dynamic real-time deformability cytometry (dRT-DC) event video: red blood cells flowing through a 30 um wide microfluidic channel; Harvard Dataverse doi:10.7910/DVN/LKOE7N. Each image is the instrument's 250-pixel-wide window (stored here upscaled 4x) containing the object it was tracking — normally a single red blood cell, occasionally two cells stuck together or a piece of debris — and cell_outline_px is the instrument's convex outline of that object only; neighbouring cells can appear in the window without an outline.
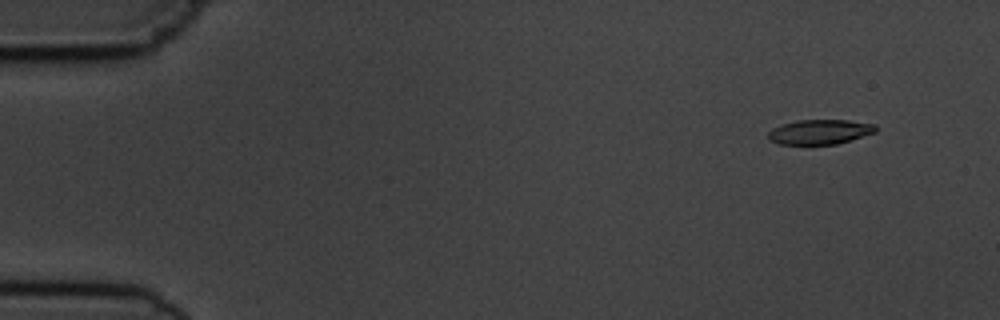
{"species": "common noctule bat (a hibernating species)", "species_latin": "Nyctalus noctula", "temperature_condition": "cold", "stored_images_in_passage": 6, "camera_frame_rate_fps": 3000, "um_per_image_px": 0.085, "animal": {"sex": "male", "body_mass_g": 19.5, "forearm_length_mm": 54.6}, "frame": {"image": 1, "passage_image": 1, "time_ms": 0.0, "image_size_px": [1000, 320], "cell_outline_px": [[876, 132], [836, 144], [780, 144], [768, 140], [768, 132], [772, 128], [780, 124], [796, 120], [848, 120], [876, 124]], "centroid_in_image_um": [69.65, 11.2], "position_along_channel_um": 15.4, "area_um2": 15.55}}
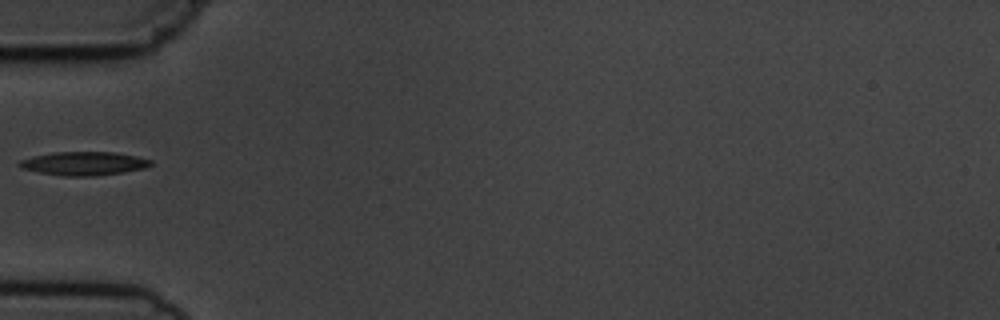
{"frame": {"image": 2, "passage_image": 5, "time_ms": 4.667, "image_size_px": [1000, 320], "cell_outline_px": [[152, 164], [144, 168], [120, 172], [92, 176], [64, 176], [40, 172], [20, 168], [16, 164], [20, 160], [32, 156], [52, 152], [116, 152], [136, 156], [152, 160]], "centroid_in_image_um": [7.08, 13.88], "position_along_channel_um": 77.9, "area_um2": 17.98}}
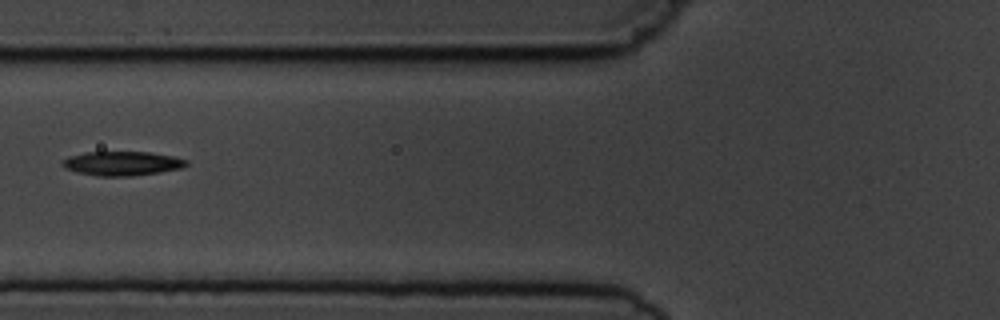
{"frame": {"image": 3, "passage_image": 6, "time_ms": 5.667, "image_size_px": [1000, 320], "cell_outline_px": [[188, 164], [180, 168], [160, 172], [132, 176], [96, 176], [76, 172], [64, 168], [60, 164], [68, 156], [84, 152], [152, 152], [176, 156], [188, 160]], "centroid_in_image_um": [10.38, 13.89], "position_along_channel_um": 115.4, "area_um2": 17.69}}